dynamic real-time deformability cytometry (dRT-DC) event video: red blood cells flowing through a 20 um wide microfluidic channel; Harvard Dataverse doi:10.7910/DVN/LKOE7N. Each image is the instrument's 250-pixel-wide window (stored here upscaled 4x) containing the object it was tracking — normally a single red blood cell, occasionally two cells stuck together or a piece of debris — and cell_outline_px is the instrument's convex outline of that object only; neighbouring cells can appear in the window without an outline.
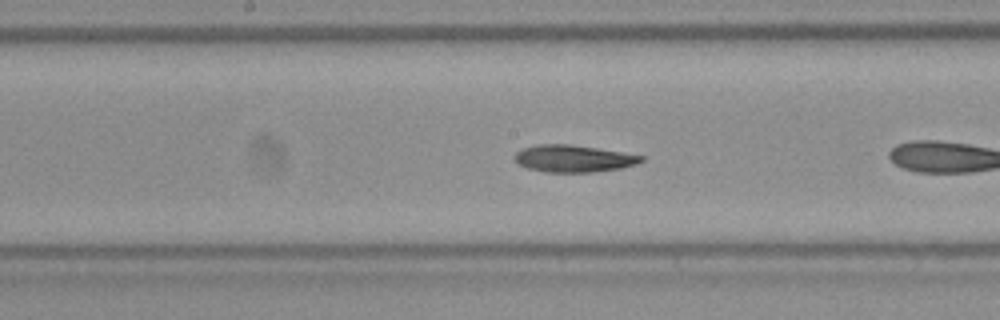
{"species": "Egyptian fruit bat (a non-hibernating species)", "species_latin": "Rousettus aegyptiacus", "temperature_condition": "room temperature", "stored_images_in_passage": 37, "camera_frame_rate_fps": 3000, "um_per_image_px": 0.085, "frame": {"image": 1, "passage_image": 11, "time_ms": 3.333, "image_size_px": [1000, 320], "cell_outline_px": [[644, 160], [636, 164], [620, 168], [592, 172], [544, 172], [528, 168], [516, 164], [512, 156], [516, 152], [524, 148], [536, 144], [572, 144], [644, 156]], "centroid_in_image_um": [48.68, 13.48], "position_along_channel_um": 199.5, "area_um2": 20.0}, "authors_computed_cell_mechanics": {"area_um2": 19.8832, "velocity_mm_per_s": 3.8676, "shape_relaxation_time_tau1_ms": 5.0994, "shape_relaxation_time_tau2_ms": 2.7133, "deformation_change_tau1": 0.1319, "deformation_change_tau2": 0.0741}}